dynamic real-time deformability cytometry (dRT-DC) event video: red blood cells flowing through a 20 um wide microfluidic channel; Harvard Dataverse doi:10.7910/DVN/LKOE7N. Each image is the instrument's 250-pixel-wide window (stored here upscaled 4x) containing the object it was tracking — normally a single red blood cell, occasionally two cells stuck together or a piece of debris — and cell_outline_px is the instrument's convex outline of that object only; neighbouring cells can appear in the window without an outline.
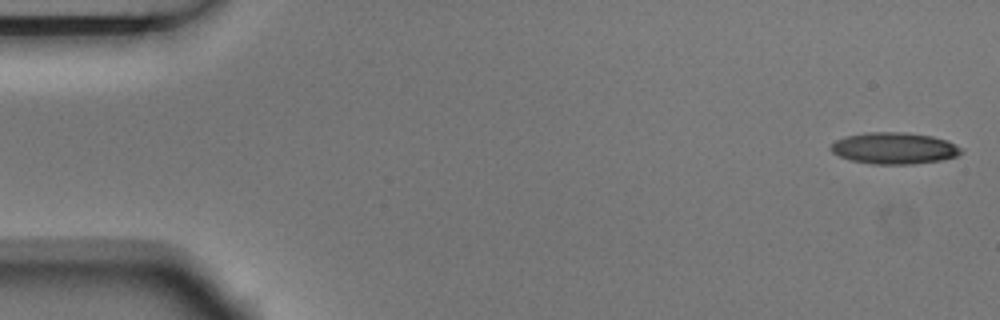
{"species": "Egyptian fruit bat (a non-hibernating species)", "species_latin": "Rousettus aegyptiacus", "temperature_condition": "room temperature", "stored_images_in_passage": 4, "camera_frame_rate_fps": 3000, "um_per_image_px": 0.085, "animal": {"sex": "male"}, "frame": {"image": 1, "passage_image": 1, "time_ms": 0.0, "image_size_px": [1000, 320], "cell_outline_px": [[964, 152], [956, 156], [940, 160], [912, 164], [872, 164], [848, 160], [832, 152], [828, 148], [836, 140], [844, 136], [864, 132], [904, 132], [932, 136], [948, 140], [964, 148]], "centroid_in_image_um": [76.01, 12.59], "position_along_channel_um": 9.0, "area_um2": 24.28}}
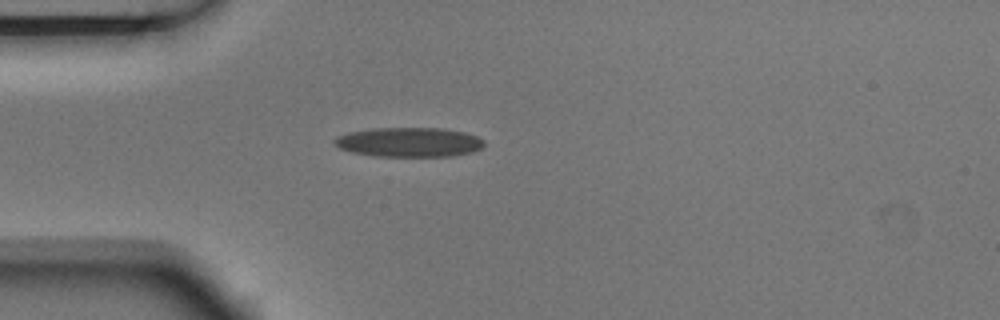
{"frame": {"image": 2, "passage_image": 4, "time_ms": 1.0, "image_size_px": [1000, 320], "cell_outline_px": [[484, 144], [480, 148], [472, 152], [452, 156], [372, 156], [352, 152], [340, 148], [332, 144], [332, 140], [336, 136], [348, 132], [372, 128], [440, 128], [464, 132], [476, 136], [484, 140]], "centroid_in_image_um": [34.71, 12.08], "position_along_channel_um": 50.3, "area_um2": 25.84}}